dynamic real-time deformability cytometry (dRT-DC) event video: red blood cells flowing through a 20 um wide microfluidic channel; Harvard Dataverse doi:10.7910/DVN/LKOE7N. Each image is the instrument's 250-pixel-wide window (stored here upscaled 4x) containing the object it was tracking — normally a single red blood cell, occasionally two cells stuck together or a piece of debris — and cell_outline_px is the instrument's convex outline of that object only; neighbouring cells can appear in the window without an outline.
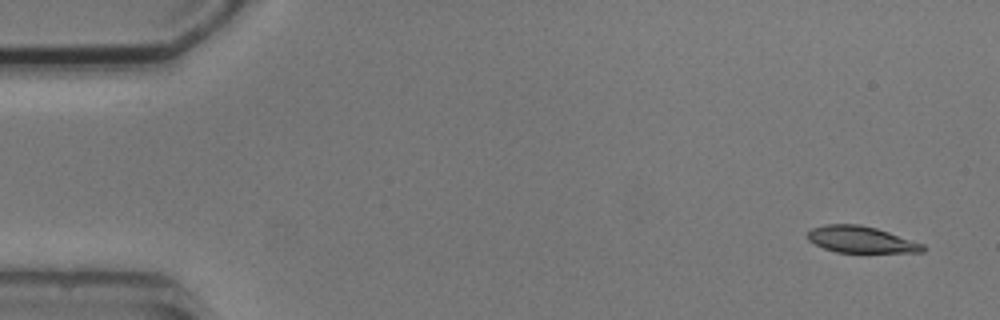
{"species": "common noctule bat (a hibernating species)", "species_latin": "Nyctalus noctula", "temperature_condition": "cold", "stored_images_in_passage": 2, "camera_frame_rate_fps": 3000, "um_per_image_px": 0.085, "animal": {"sex": "male", "body_mass_g": 20.5, "forearm_length_mm": 52.5}, "frame": {"image": 1, "passage_image": 2, "time_ms": 1.0, "image_size_px": [1000, 320], "cell_outline_px": [[928, 248], [924, 252], [836, 252], [824, 248], [808, 240], [808, 232], [812, 228], [824, 224], [860, 224], [876, 228], [924, 244]], "centroid_in_image_um": [73.2, 20.36], "position_along_channel_um": 11.8, "area_um2": 17.74}}